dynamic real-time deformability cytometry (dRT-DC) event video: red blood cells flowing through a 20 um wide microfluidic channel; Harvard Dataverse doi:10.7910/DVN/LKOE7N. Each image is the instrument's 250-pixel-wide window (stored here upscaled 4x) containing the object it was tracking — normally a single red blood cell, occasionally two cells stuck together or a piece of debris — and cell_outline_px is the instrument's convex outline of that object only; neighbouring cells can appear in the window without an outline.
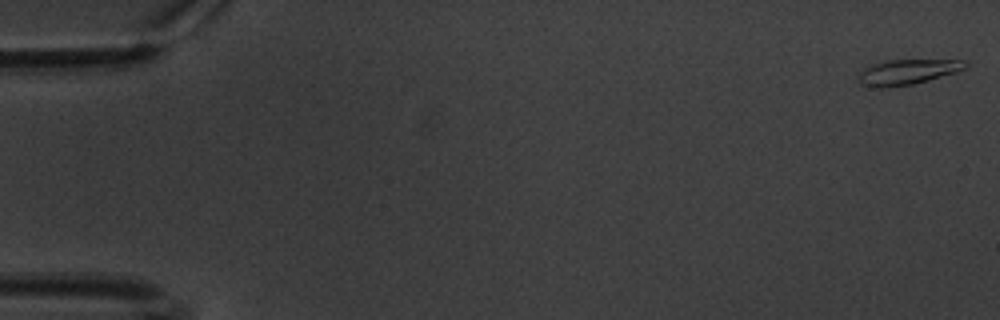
{"species": "common noctule bat (a hibernating species)", "species_latin": "Nyctalus noctula", "temperature_condition": "warm", "stored_images_in_passage": 61, "camera_frame_rate_fps": 3000, "um_per_image_px": 0.085, "animal": {"sex": "male", "body_mass_g": 20.1, "forearm_length_mm": 53.5}, "frame": {"image": 1, "passage_image": 1, "time_ms": 0.0, "image_size_px": [1000, 320], "cell_outline_px": [[968, 64], [964, 68], [956, 72], [928, 80], [912, 84], [888, 88], [880, 88], [860, 84], [860, 72], [864, 68], [880, 60], [968, 60]], "centroid_in_image_um": [77.12, 6.11], "position_along_channel_um": 7.9, "area_um2": 15.66}}
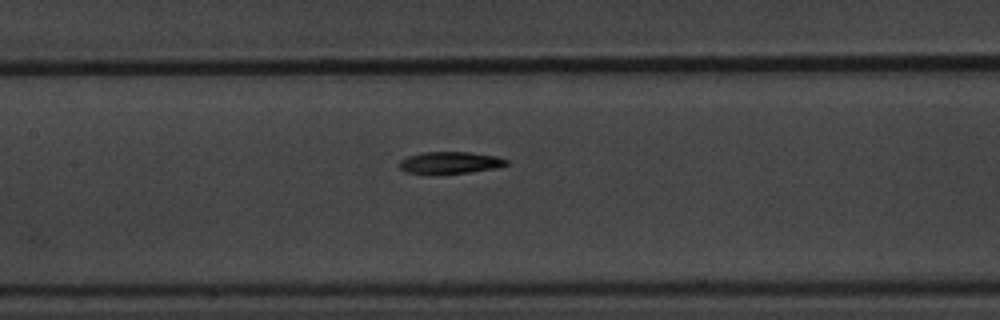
{"frame": {"image": 2, "passage_image": 29, "time_ms": 9.333, "image_size_px": [1000, 320], "cell_outline_px": [[508, 164], [496, 168], [468, 172], [408, 172], [400, 168], [400, 160], [408, 156], [424, 152], [468, 152], [496, 156], [508, 160]], "centroid_in_image_um": [38.3, 13.79], "position_along_channel_um": 169.1, "area_um2": 13.06}}
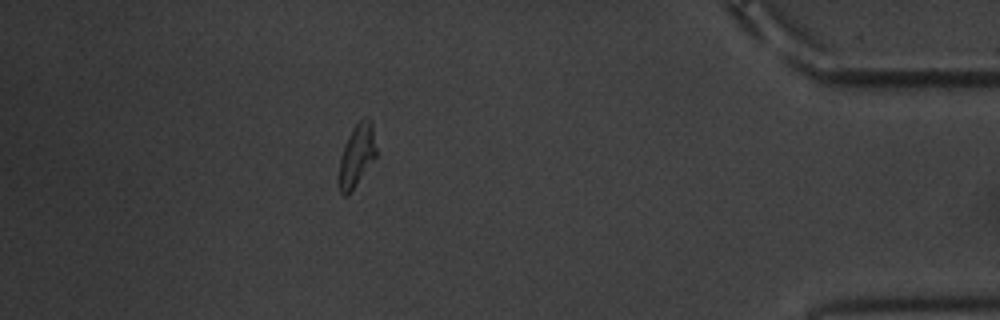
{"frame": {"image": 3, "passage_image": 54, "time_ms": 17.667, "image_size_px": [1000, 320], "cell_outline_px": [[376, 156], [348, 196], [344, 196], [340, 192], [336, 184], [336, 180], [340, 160], [348, 136], [352, 128], [364, 116], [368, 116], [372, 120], [376, 148]], "centroid_in_image_um": [30.3, 13.23], "position_along_channel_um": 404.9, "area_um2": 13.81}, "authors_computed_cell_mechanics": {"area_um2": 14.2188, "velocity_mm_per_s": 3.3538, "shape_relaxation_time_tau1_ms": 4.8338, "shape_relaxation_time_tau2_ms": 5.2101, "deformation_change_tau1": 0.165, "deformation_change_tau2": 0.1076}}